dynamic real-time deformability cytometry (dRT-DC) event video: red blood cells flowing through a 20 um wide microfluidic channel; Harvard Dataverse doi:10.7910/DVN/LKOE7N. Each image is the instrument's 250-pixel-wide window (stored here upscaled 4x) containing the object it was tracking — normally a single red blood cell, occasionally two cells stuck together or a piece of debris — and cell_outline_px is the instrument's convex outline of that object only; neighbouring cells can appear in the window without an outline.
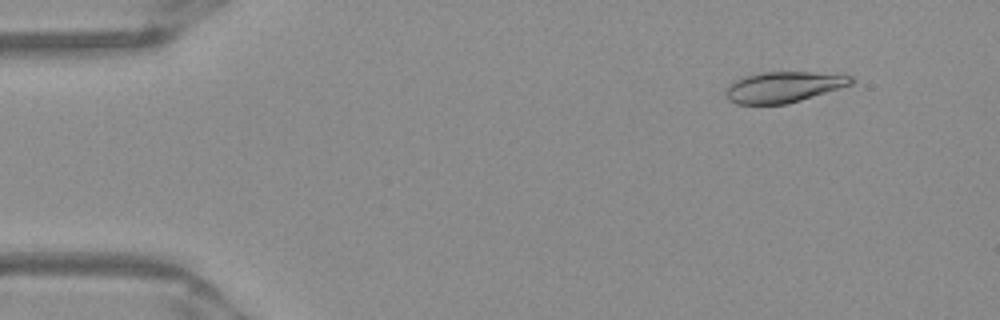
{"species": "Egyptian fruit bat (a non-hibernating species)", "species_latin": "Rousettus aegyptiacus", "temperature_condition": "warm", "stored_images_in_passage": 51, "camera_frame_rate_fps": 3000, "um_per_image_px": 0.085, "frame": {"image": 1, "passage_image": 5, "time_ms": 1.333, "image_size_px": [1000, 320], "cell_outline_px": [[856, 80], [852, 84], [788, 104], [736, 104], [728, 100], [724, 96], [724, 92], [728, 84], [744, 76], [760, 72], [812, 72], [852, 76]], "centroid_in_image_um": [66.55, 7.4], "position_along_channel_um": 18.5, "area_um2": 22.6}}
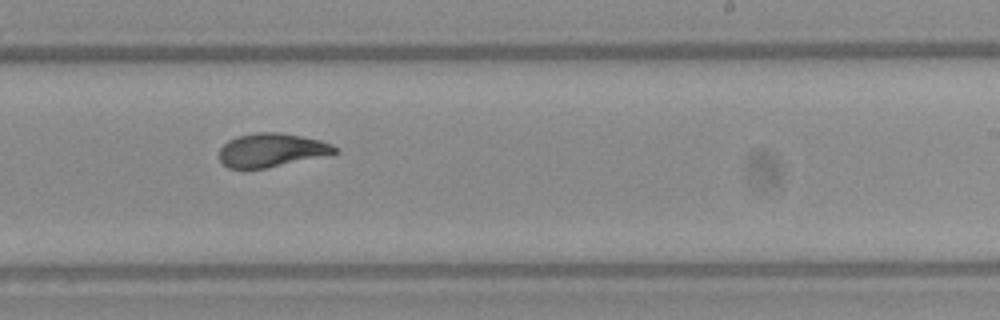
{"frame": {"image": 2, "passage_image": 31, "time_ms": 10.0, "image_size_px": [1000, 320], "cell_outline_px": [[340, 152], [264, 168], [228, 168], [220, 160], [220, 148], [228, 140], [236, 136], [256, 132], [280, 132], [320, 140], [332, 144], [340, 148]], "centroid_in_image_um": [23.08, 12.74], "position_along_channel_um": 265.9, "area_um2": 22.43}}
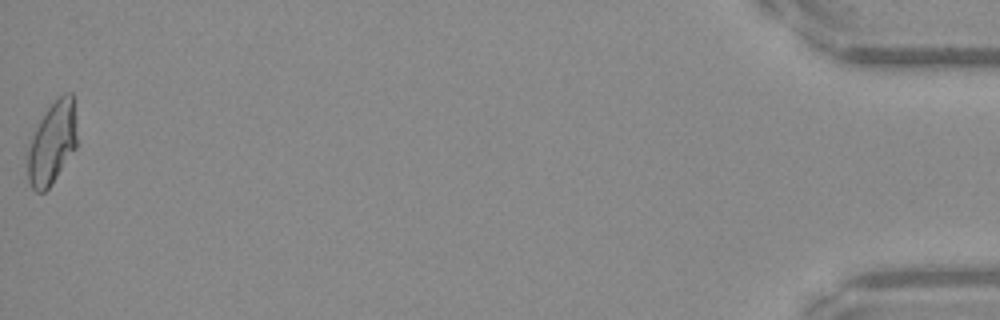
{"frame": {"image": 3, "passage_image": 51, "time_ms": 16.667, "image_size_px": [1000, 320], "cell_outline_px": [[76, 148], [52, 184], [44, 192], [36, 192], [32, 188], [28, 180], [28, 152], [32, 136], [40, 120], [48, 108], [64, 92], [72, 92], [76, 116]], "centroid_in_image_um": [4.45, 12.16], "position_along_channel_um": 430.7, "area_um2": 23.52}, "authors_computed_cell_mechanics": {"area_um2": 23.1778, "velocity_mm_per_s": 3.946, "shape_relaxation_time_tau1_ms": 5.5502, "shape_relaxation_time_tau2_ms": 1.2198, "deformation_change_tau1": 0.1932, "deformation_change_tau2": 0.0649}}